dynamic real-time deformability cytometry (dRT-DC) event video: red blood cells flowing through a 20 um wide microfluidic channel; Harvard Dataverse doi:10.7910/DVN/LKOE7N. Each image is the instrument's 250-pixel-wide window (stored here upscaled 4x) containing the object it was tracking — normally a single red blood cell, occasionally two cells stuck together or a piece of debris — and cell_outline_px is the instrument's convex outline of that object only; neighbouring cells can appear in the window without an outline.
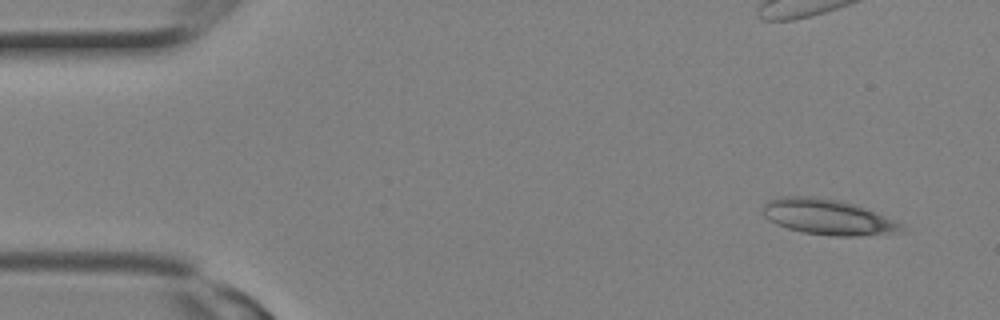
{"species": "Egyptian fruit bat (a non-hibernating species)", "species_latin": "Rousettus aegyptiacus", "temperature_condition": "room temperature", "stored_images_in_passage": 3, "camera_frame_rate_fps": 3000, "um_per_image_px": 0.085, "animal": {"sex": "female"}, "frame": {"image": 1, "passage_image": 1, "time_ms": 0.0, "image_size_px": [1000, 320], "cell_outline_px": [[904, 232], [860, 236], [828, 236], [804, 232], [788, 228], [776, 224], [768, 220], [764, 216], [764, 200], [780, 196], [812, 196], [840, 200], [856, 204], [904, 224]], "centroid_in_image_um": [70.37, 18.44], "position_along_channel_um": 14.6, "area_um2": 29.02}}
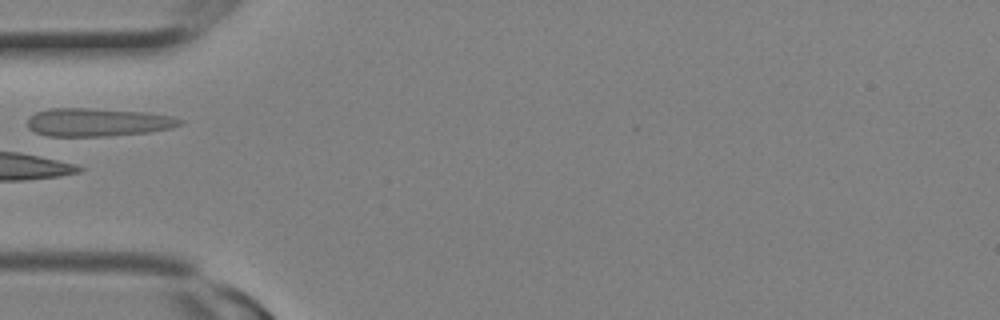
{"frame": {"image": 2, "passage_image": 3, "time_ms": 0.667, "image_size_px": [1000, 320], "cell_outline_px": [[184, 120], [180, 124], [172, 128], [148, 132], [108, 136], [48, 136], [36, 132], [28, 128], [28, 116], [36, 112], [48, 108], [92, 108], [148, 112], [172, 116]], "centroid_in_image_um": [8.3, 10.38], "position_along_channel_um": 76.7, "area_um2": 25.2}}